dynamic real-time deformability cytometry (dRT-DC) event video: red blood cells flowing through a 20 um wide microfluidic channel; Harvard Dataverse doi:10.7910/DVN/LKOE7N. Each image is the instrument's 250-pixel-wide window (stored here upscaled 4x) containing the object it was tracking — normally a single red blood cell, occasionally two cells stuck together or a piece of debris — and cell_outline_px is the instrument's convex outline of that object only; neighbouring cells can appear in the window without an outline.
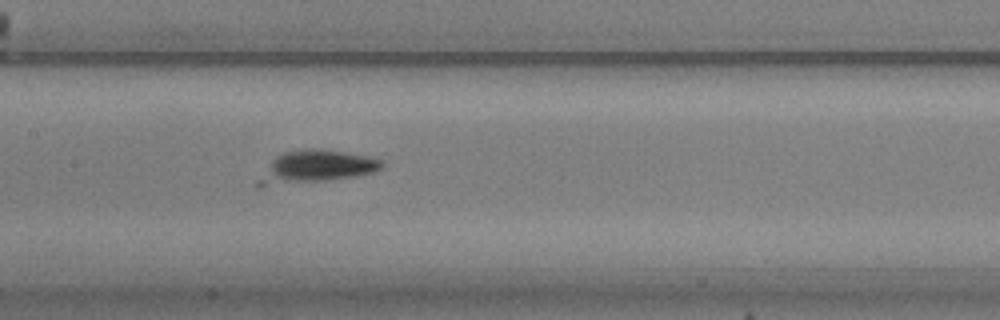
{"species": "common noctule bat (a hibernating species)", "species_latin": "Nyctalus noctula", "temperature_condition": "warm", "stored_images_in_passage": 40, "camera_frame_rate_fps": 3000, "um_per_image_px": 0.085, "animal": {"sex": "male", "body_mass_g": 20.5, "forearm_length_mm": 52.5}, "frame": {"image": 1, "passage_image": 10, "time_ms": 3.0, "image_size_px": [1000, 320], "cell_outline_px": [[384, 168], [376, 172], [360, 176], [328, 180], [260, 188], [256, 188], [256, 180], [272, 160], [276, 156], [284, 152], [304, 148], [312, 148], [344, 152], [384, 160]], "centroid_in_image_um": [26.83, 14.21], "position_along_channel_um": 180.6, "area_um2": 23.81}}
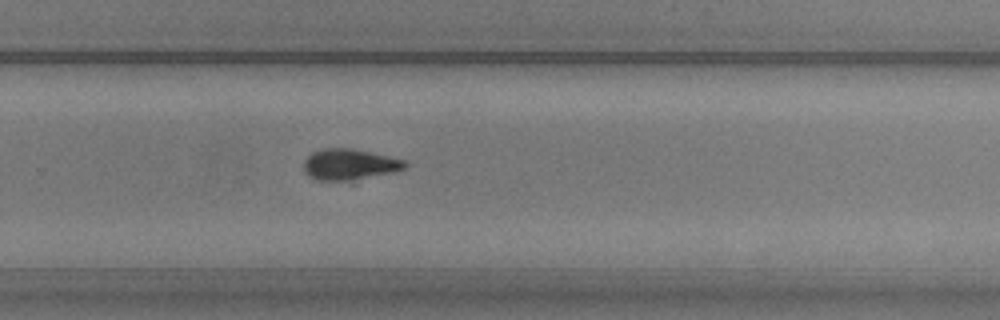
{"frame": {"image": 2, "passage_image": 20, "time_ms": 6.333, "image_size_px": [1000, 320], "cell_outline_px": [[408, 168], [396, 172], [356, 184], [352, 184], [316, 180], [308, 176], [304, 172], [304, 160], [312, 152], [320, 148], [352, 148], [404, 160], [408, 164]], "centroid_in_image_um": [29.74, 14.06], "position_along_channel_um": 300.1, "area_um2": 19.71}}
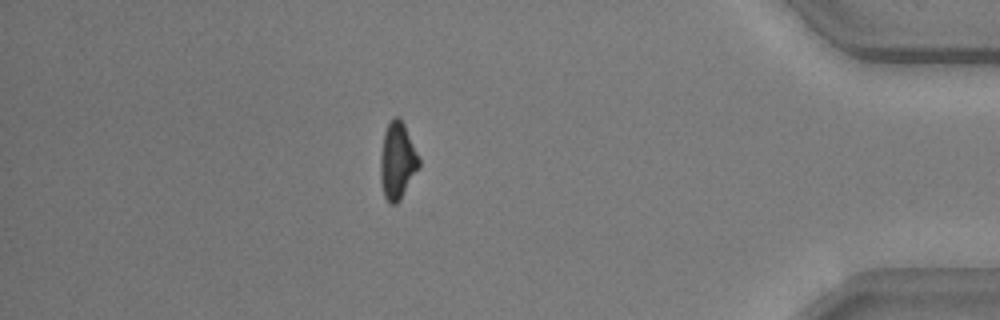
{"frame": {"image": 3, "passage_image": 32, "time_ms": 10.333, "image_size_px": [1000, 320], "cell_outline_px": [[420, 164], [400, 200], [396, 204], [392, 204], [384, 196], [380, 180], [380, 156], [384, 132], [392, 116], [400, 116], [404, 124], [420, 160]], "centroid_in_image_um": [33.75, 13.64], "position_along_channel_um": 401.4, "area_um2": 17.11}}